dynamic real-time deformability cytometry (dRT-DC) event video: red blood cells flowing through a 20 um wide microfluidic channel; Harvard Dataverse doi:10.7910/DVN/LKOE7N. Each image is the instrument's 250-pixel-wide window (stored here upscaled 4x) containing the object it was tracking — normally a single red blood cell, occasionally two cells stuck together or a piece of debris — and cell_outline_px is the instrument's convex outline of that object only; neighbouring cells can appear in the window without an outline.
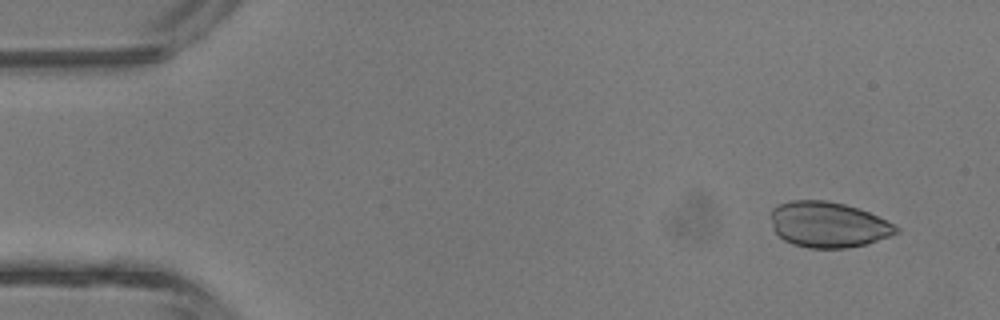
{"species": "common noctule bat (a hibernating species)", "species_latin": "Nyctalus noctula", "temperature_condition": "room temperature", "stored_images_in_passage": 5, "camera_frame_rate_fps": 3000, "um_per_image_px": 0.085, "animal": {"sex": "male", "body_mass_g": 13.3}, "frame": {"image": 1, "passage_image": 1, "time_ms": 0.0, "image_size_px": [1000, 320], "cell_outline_px": [[900, 232], [864, 244], [848, 248], [808, 248], [792, 244], [784, 240], [772, 228], [772, 208], [780, 204], [792, 200], [828, 200], [844, 204], [868, 212], [900, 228]], "centroid_in_image_um": [70.36, 19.09], "position_along_channel_um": 14.6, "area_um2": 33.0}}
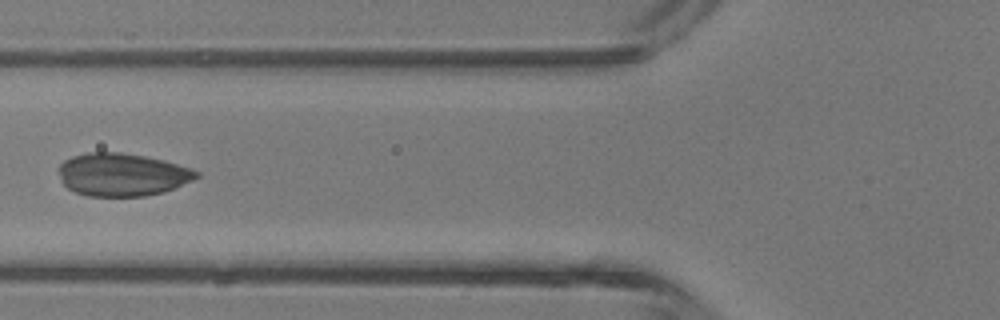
{"frame": {"image": 2, "passage_image": 5, "time_ms": 4.667, "image_size_px": [1000, 320], "cell_outline_px": [[200, 176], [192, 180], [164, 192], [144, 196], [88, 196], [76, 192], [68, 188], [64, 184], [60, 176], [60, 164], [64, 160], [72, 156], [88, 152], [120, 152], [144, 156], [164, 160], [200, 172]], "centroid_in_image_um": [10.38, 14.84], "position_along_channel_um": 115.4, "area_um2": 34.16}}